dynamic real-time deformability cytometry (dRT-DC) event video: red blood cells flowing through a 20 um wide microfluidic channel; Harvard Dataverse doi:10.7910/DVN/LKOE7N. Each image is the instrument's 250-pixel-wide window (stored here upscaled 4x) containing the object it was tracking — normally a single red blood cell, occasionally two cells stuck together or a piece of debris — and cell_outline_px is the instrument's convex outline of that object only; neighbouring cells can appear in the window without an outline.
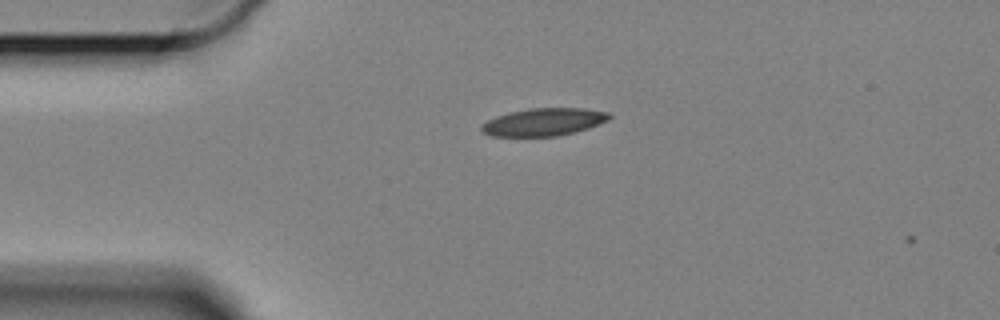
{"species": "Egyptian fruit bat (a non-hibernating species)", "species_latin": "Rousettus aegyptiacus", "temperature_condition": "cold", "stored_images_in_passage": 5, "camera_frame_rate_fps": 3000, "um_per_image_px": 0.085, "animal": {"sex": "female"}, "frame": {"image": 1, "passage_image": 1, "time_ms": 0.0, "image_size_px": [1000, 320], "cell_outline_px": [[612, 116], [608, 120], [588, 128], [576, 132], [556, 136], [492, 136], [484, 132], [480, 128], [488, 120], [496, 116], [508, 112], [528, 108], [584, 108], [608, 112]], "centroid_in_image_um": [46.24, 10.36], "position_along_channel_um": 38.8, "area_um2": 20.52}}